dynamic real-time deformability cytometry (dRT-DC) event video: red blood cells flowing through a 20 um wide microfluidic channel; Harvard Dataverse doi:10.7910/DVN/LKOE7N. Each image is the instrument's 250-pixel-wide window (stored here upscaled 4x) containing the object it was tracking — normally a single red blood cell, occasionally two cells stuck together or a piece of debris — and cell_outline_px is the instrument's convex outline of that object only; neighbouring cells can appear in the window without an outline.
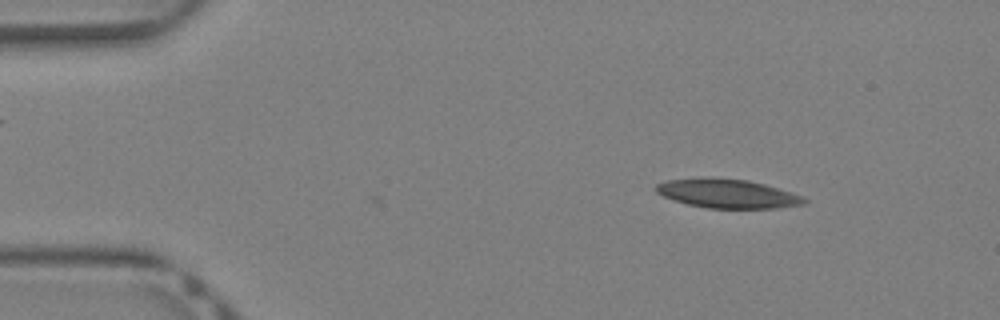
{"species": "Egyptian fruit bat (a non-hibernating species)", "species_latin": "Rousettus aegyptiacus", "temperature_condition": "warm", "stored_images_in_passage": 30, "camera_frame_rate_fps": 3000, "um_per_image_px": 0.085, "animal": {"sex": "female"}, "frame": {"image": 1, "passage_image": 3, "time_ms": 0.667, "image_size_px": [1000, 320], "cell_outline_px": [[808, 204], [776, 208], [708, 208], [688, 204], [664, 196], [656, 192], [656, 184], [668, 180], [712, 176], [748, 180], [764, 184], [804, 196], [808, 200]], "centroid_in_image_um": [61.88, 16.44], "position_along_channel_um": 23.1, "area_um2": 25.14}}
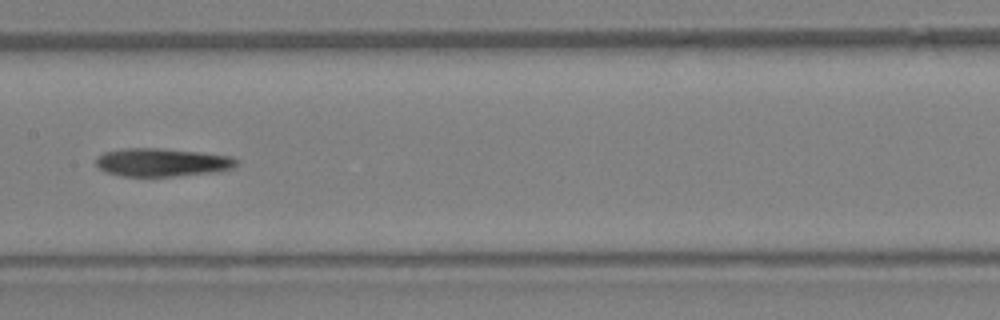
{"frame": {"image": 2, "passage_image": 18, "time_ms": 5.667, "image_size_px": [1000, 320], "cell_outline_px": [[240, 160], [232, 168], [216, 172], [172, 176], [124, 176], [104, 172], [96, 164], [96, 156], [104, 152], [124, 148], [164, 148], [200, 152], [232, 156]], "centroid_in_image_um": [13.77, 13.79], "position_along_channel_um": 193.6, "area_um2": 23.24}}
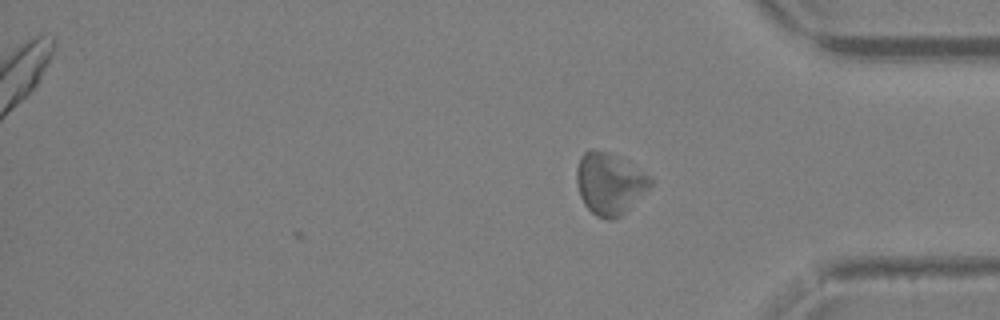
{"frame": {"image": 3, "passage_image": 30, "time_ms": 9.667, "image_size_px": [1000, 320], "cell_outline_px": [[652, 184], [620, 216], [612, 220], [608, 220], [596, 216], [584, 204], [580, 196], [576, 184], [576, 168], [580, 156], [584, 152], [608, 152], [652, 176]], "centroid_in_image_um": [51.78, 15.63], "position_along_channel_um": 383.4, "area_um2": 25.95}}